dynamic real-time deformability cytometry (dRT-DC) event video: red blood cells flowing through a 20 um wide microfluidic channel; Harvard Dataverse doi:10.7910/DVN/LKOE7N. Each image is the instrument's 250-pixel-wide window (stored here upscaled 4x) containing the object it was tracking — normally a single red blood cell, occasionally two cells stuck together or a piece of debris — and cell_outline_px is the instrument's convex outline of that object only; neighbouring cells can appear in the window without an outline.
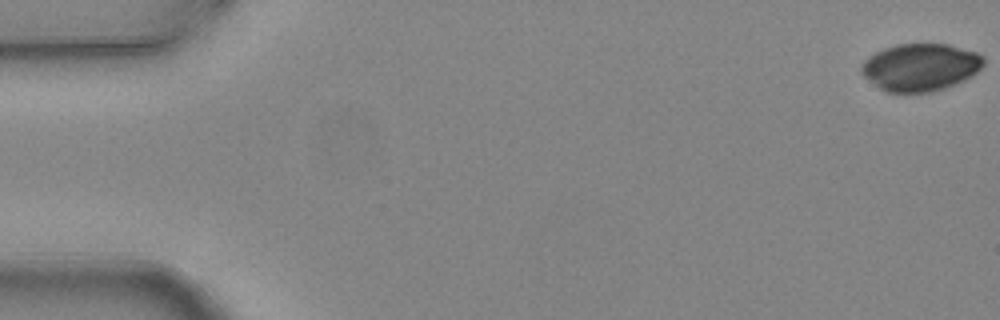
{"species": "common noctule bat (a hibernating species)", "species_latin": "Nyctalus noctula", "temperature_condition": "warm", "stored_images_in_passage": 6, "segment_of_instrument_passage": [2, 2], "camera_frame_rate_fps": 3000, "um_per_image_px": 0.085, "animal": {"sex": "female", "body_mass_g": 24.6, "forearm_length_mm": 56.2}, "frame": {"image": 1, "passage_image": 6, "time_ms": 1.667, "image_size_px": [1000, 320], "cell_outline_px": [[984, 64], [972, 76], [956, 84], [944, 88], [928, 92], [884, 92], [864, 76], [860, 72], [860, 68], [864, 60], [868, 56], [884, 48], [896, 44], [948, 44], [976, 52], [984, 56]], "centroid_in_image_um": [78.22, 5.71], "position_along_channel_um": 6.8, "area_um2": 33.81}}